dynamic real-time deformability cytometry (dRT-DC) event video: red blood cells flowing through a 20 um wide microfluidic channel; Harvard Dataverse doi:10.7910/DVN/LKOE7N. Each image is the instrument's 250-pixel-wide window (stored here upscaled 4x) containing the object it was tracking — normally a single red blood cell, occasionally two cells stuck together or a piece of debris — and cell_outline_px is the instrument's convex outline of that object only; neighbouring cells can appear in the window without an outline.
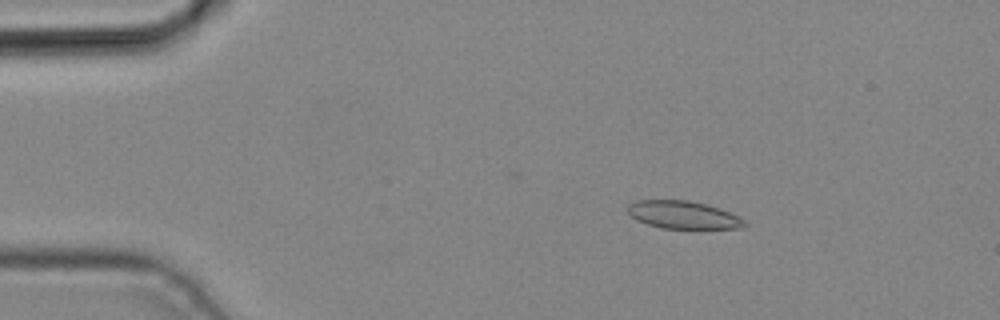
{"species": "common noctule bat (a hibernating species)", "species_latin": "Nyctalus noctula", "temperature_condition": "cold", "stored_images_in_passage": 4, "camera_frame_rate_fps": 3000, "um_per_image_px": 0.085, "animal": {"sex": "male", "body_mass_g": 19.2, "forearm_length_mm": 51.8}, "frame": {"image": 1, "passage_image": 2, "time_ms": 0.333, "image_size_px": [1000, 320], "cell_outline_px": [[748, 224], [740, 228], [660, 228], [636, 220], [628, 212], [628, 204], [636, 200], [688, 200], [720, 208], [744, 220]], "centroid_in_image_um": [58.03, 18.26], "position_along_channel_um": 27.0, "area_um2": 18.67}}
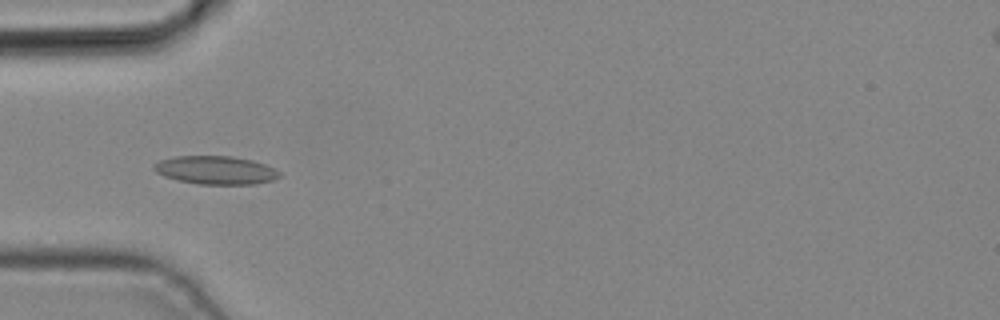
{"frame": {"image": 2, "passage_image": 4, "time_ms": 1.0, "image_size_px": [1000, 320], "cell_outline_px": [[280, 176], [272, 180], [252, 184], [200, 184], [180, 180], [164, 176], [156, 172], [152, 168], [152, 164], [160, 160], [176, 156], [232, 156], [252, 160], [276, 168], [280, 172]], "centroid_in_image_um": [18.33, 14.45], "position_along_channel_um": 66.7, "area_um2": 20.63}}